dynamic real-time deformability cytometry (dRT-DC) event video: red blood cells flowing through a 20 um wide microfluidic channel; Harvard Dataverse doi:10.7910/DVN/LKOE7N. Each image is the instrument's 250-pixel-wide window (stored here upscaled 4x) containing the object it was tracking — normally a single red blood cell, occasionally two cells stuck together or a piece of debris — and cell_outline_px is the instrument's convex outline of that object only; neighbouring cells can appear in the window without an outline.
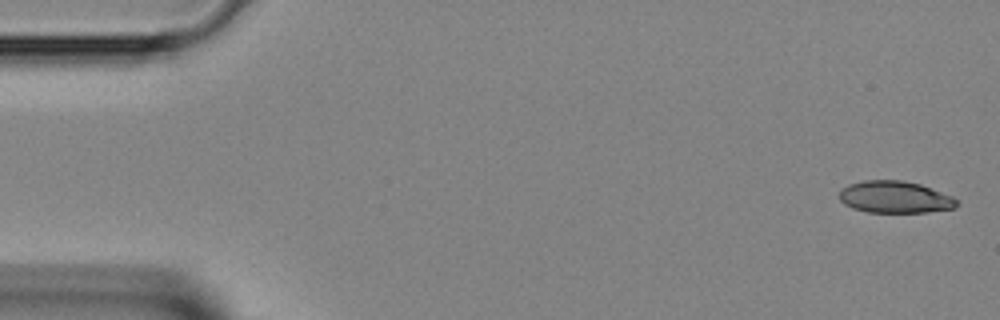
{"species": "Egyptian fruit bat (a non-hibernating species)", "species_latin": "Rousettus aegyptiacus", "temperature_condition": "room temperature", "stored_images_in_passage": 10, "camera_frame_rate_fps": 3000, "um_per_image_px": 0.085, "animal": {"sex": "female"}, "frame": {"image": 1, "passage_image": 1, "time_ms": 0.0, "image_size_px": [1000, 320], "cell_outline_px": [[960, 200], [956, 208], [928, 212], [868, 212], [852, 208], [844, 204], [840, 200], [840, 188], [848, 184], [864, 180], [904, 180], [920, 184], [952, 196]], "centroid_in_image_um": [76.08, 16.75], "position_along_channel_um": 8.9, "area_um2": 22.08}}